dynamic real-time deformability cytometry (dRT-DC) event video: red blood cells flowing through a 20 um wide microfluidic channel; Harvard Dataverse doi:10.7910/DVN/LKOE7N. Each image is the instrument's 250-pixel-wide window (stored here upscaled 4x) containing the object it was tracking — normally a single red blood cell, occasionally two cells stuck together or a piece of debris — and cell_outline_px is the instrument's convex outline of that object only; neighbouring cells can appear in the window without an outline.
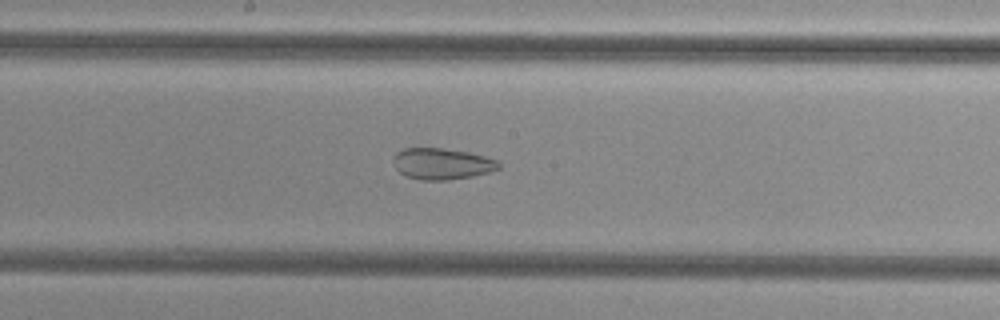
{"species": "common noctule bat (a hibernating species)", "species_latin": "Nyctalus noctula", "temperature_condition": "cold", "stored_images_in_passage": 55, "camera_frame_rate_fps": 3000, "um_per_image_px": 0.085, "animal": {"sex": "female", "body_mass_g": 29.2, "forearm_length_mm": 56.3}, "frame": {"image": 1, "passage_image": 29, "time_ms": 9.333, "image_size_px": [1000, 320], "cell_outline_px": [[500, 168], [488, 172], [472, 176], [448, 180], [420, 180], [404, 176], [392, 164], [392, 160], [396, 152], [404, 148], [440, 148], [468, 152], [484, 156], [496, 160], [500, 164]], "centroid_in_image_um": [37.51, 13.92], "position_along_channel_um": 210.7, "area_um2": 19.25}}
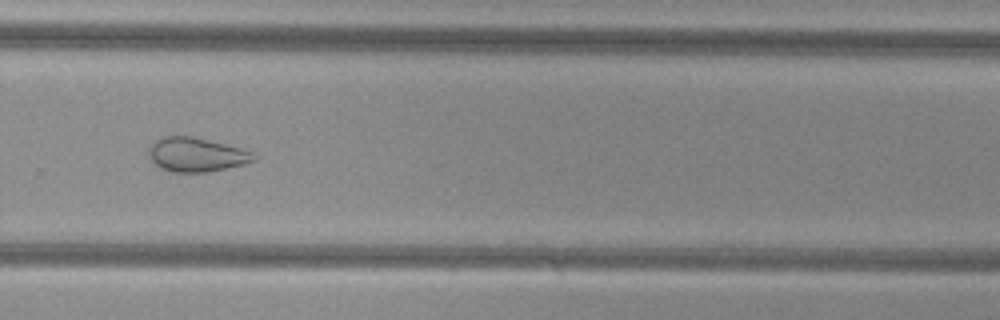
{"frame": {"image": 2, "passage_image": 37, "time_ms": 12.0, "image_size_px": [1000, 320], "cell_outline_px": [[256, 160], [244, 164], [208, 172], [172, 172], [160, 168], [152, 160], [148, 152], [148, 148], [156, 140], [164, 136], [192, 136], [240, 148], [252, 152], [256, 156]], "centroid_in_image_um": [16.68, 13.15], "position_along_channel_um": 313.1, "area_um2": 20.69}}
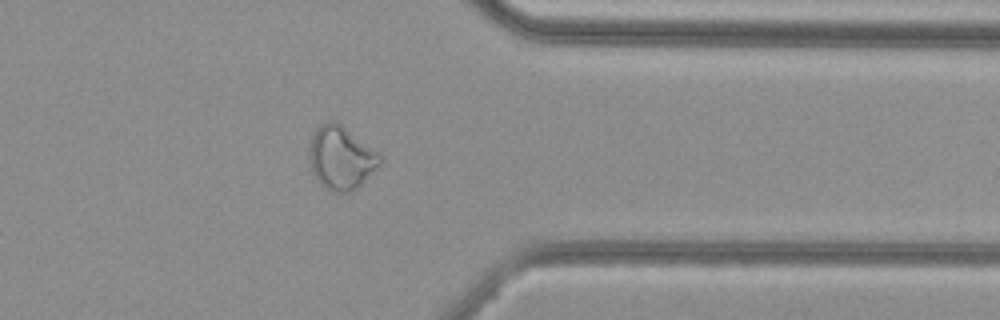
{"frame": {"image": 3, "passage_image": 43, "time_ms": 14.0, "image_size_px": [1000, 320], "cell_outline_px": [[384, 160], [356, 188], [348, 192], [332, 192], [324, 188], [316, 180], [312, 172], [308, 160], [308, 152], [312, 136], [316, 128], [320, 124], [328, 120], [336, 120], [380, 152]], "centroid_in_image_um": [28.97, 13.39], "position_along_channel_um": 382.4, "area_um2": 26.53}, "authors_computed_cell_mechanics": {"area_um2": 26.9926, "velocity_mm_per_s": 3.8517, "shape_relaxation_time_tau1_ms": null, "shape_relaxation_time_tau2_ms": 2.7304, "deformation_change_tau1": null, "deformation_change_tau2": 0.0862}}